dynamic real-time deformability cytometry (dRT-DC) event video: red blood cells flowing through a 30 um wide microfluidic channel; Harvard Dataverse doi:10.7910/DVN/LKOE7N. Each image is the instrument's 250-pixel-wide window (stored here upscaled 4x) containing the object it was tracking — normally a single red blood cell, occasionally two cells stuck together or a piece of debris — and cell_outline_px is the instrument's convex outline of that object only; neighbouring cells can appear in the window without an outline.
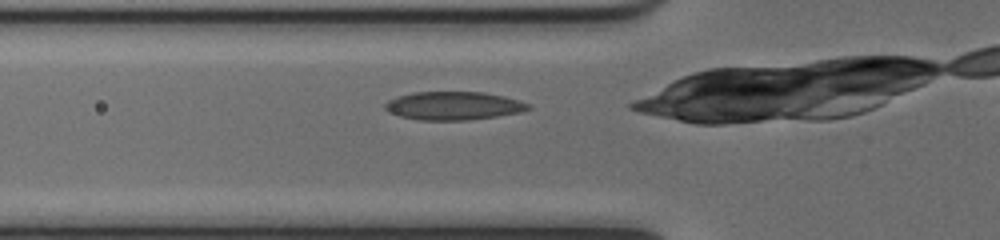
{"species": "common noctule bat (a hibernating species)", "species_latin": "Nyctalus noctula", "temperature_condition": "cold", "stored_images_in_passage": 25, "camera_frame_rate_fps": 3000, "um_per_image_px": 0.085, "animal": {"sex": "female", "body_mass_g": 17.0, "forearm_length_mm": 48.0}, "frame": {"image": 1, "passage_image": 2, "time_ms": 0.333, "image_size_px": [1000, 240], "cell_outline_px": [[532, 108], [520, 112], [496, 116], [468, 120], [420, 120], [400, 116], [388, 112], [384, 108], [384, 104], [388, 100], [396, 96], [412, 92], [484, 92], [504, 96], [520, 100], [532, 104]], "centroid_in_image_um": [38.55, 8.98], "position_along_channel_um": 87.3, "area_um2": 23.81}}
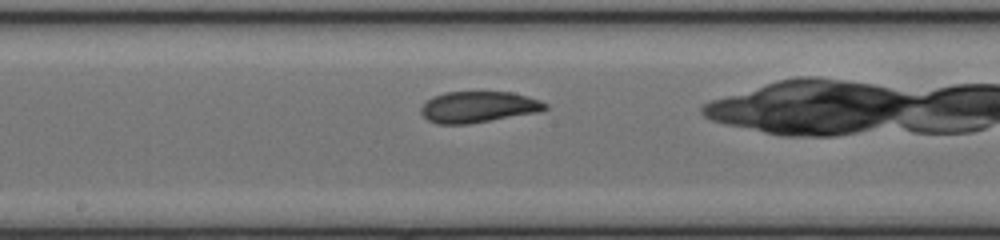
{"frame": {"image": 2, "passage_image": 11, "time_ms": 3.333, "image_size_px": [1000, 240], "cell_outline_px": [[548, 108], [540, 112], [468, 124], [436, 124], [428, 120], [420, 112], [420, 108], [432, 96], [444, 92], [512, 92], [528, 96], [540, 100], [548, 104]], "centroid_in_image_um": [40.67, 9.09], "position_along_channel_um": 207.5, "area_um2": 22.72}}
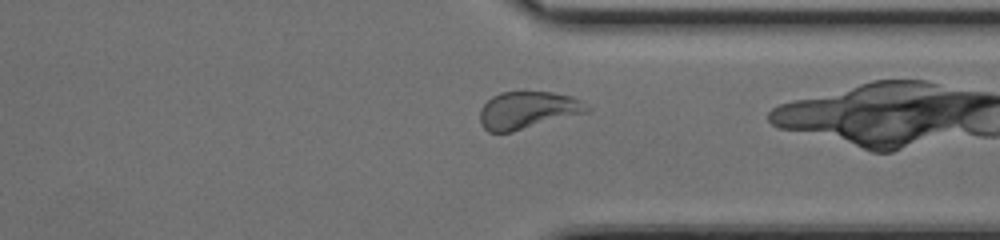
{"frame": {"image": 3, "passage_image": 23, "time_ms": 7.333, "image_size_px": [1000, 240], "cell_outline_px": [[592, 108], [588, 112], [512, 132], [488, 132], [480, 124], [480, 108], [492, 96], [500, 92], [552, 92], [572, 96], [580, 100]], "centroid_in_image_um": [44.85, 9.36], "position_along_channel_um": 366.5, "area_um2": 23.35}}